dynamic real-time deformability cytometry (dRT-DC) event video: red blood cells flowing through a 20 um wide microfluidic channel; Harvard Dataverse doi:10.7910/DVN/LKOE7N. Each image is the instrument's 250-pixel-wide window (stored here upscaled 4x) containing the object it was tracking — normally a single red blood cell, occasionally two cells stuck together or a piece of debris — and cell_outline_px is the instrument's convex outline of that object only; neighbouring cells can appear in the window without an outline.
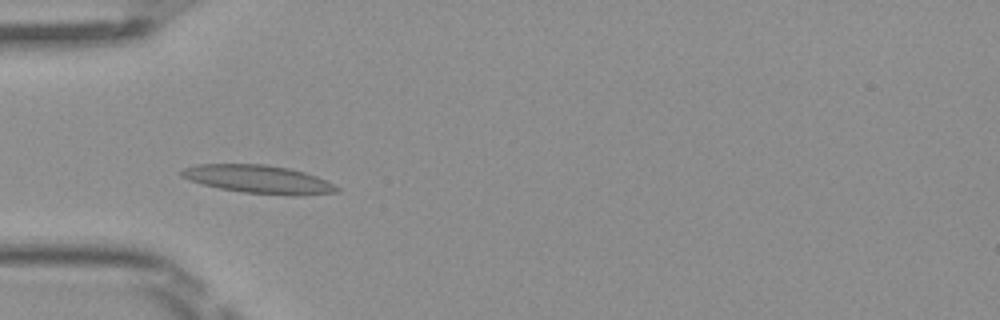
{"species": "Egyptian fruit bat (a non-hibernating species)", "species_latin": "Rousettus aegyptiacus", "temperature_condition": "room temperature", "stored_images_in_passage": 5, "camera_frame_rate_fps": 3000, "um_per_image_px": 0.085, "frame": {"image": 1, "passage_image": 4, "time_ms": 1.0, "image_size_px": [1000, 320], "cell_outline_px": [[340, 192], [300, 196], [292, 196], [244, 192], [220, 188], [204, 184], [180, 176], [180, 172], [184, 168], [196, 164], [264, 164], [288, 168], [304, 172], [316, 176], [340, 188]], "centroid_in_image_um": [22.01, 15.24], "position_along_channel_um": 63.0, "area_um2": 25.37}}
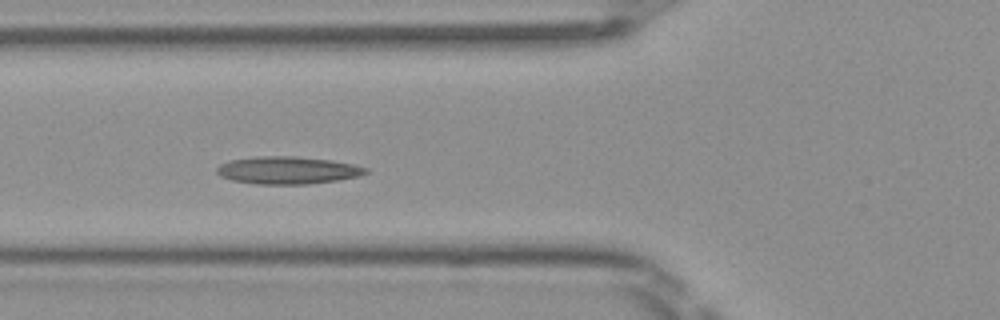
{"frame": {"image": 2, "passage_image": 5, "time_ms": 1.333, "image_size_px": [1000, 320], "cell_outline_px": [[368, 172], [360, 176], [336, 180], [308, 184], [256, 184], [232, 180], [220, 176], [216, 172], [216, 168], [220, 164], [228, 160], [252, 156], [296, 156], [332, 160], [352, 164], [368, 168]], "centroid_in_image_um": [24.41, 14.46], "position_along_channel_um": 101.4, "area_um2": 24.04}}